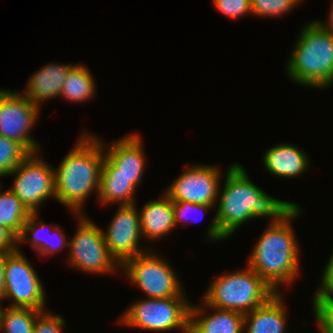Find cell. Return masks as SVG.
Returning a JSON list of instances; mask_svg holds the SVG:
<instances>
[{
	"instance_id": "31",
	"label": "cell",
	"mask_w": 333,
	"mask_h": 333,
	"mask_svg": "<svg viewBox=\"0 0 333 333\" xmlns=\"http://www.w3.org/2000/svg\"><path fill=\"white\" fill-rule=\"evenodd\" d=\"M52 230V232L49 234V238H48V249L42 254V255H50V254H55L57 253V251L62 250L65 246H69V243L66 242L68 240H66V236L65 234H63L61 227L54 226L50 228ZM55 236L58 238H52L51 237ZM53 239V240H52ZM54 241V242H53ZM55 241H58L57 243Z\"/></svg>"
},
{
	"instance_id": "35",
	"label": "cell",
	"mask_w": 333,
	"mask_h": 333,
	"mask_svg": "<svg viewBox=\"0 0 333 333\" xmlns=\"http://www.w3.org/2000/svg\"><path fill=\"white\" fill-rule=\"evenodd\" d=\"M324 29H326L327 31H329L330 33L333 34V2H332V6L330 8V16H329V21L328 23L326 22H321L319 20L318 22Z\"/></svg>"
},
{
	"instance_id": "24",
	"label": "cell",
	"mask_w": 333,
	"mask_h": 333,
	"mask_svg": "<svg viewBox=\"0 0 333 333\" xmlns=\"http://www.w3.org/2000/svg\"><path fill=\"white\" fill-rule=\"evenodd\" d=\"M314 315L323 333H333V287H321L315 292Z\"/></svg>"
},
{
	"instance_id": "30",
	"label": "cell",
	"mask_w": 333,
	"mask_h": 333,
	"mask_svg": "<svg viewBox=\"0 0 333 333\" xmlns=\"http://www.w3.org/2000/svg\"><path fill=\"white\" fill-rule=\"evenodd\" d=\"M211 207L210 205L206 204H195L190 202H173V210H174V222L177 226L179 222H187L189 215L191 212H202L209 210ZM186 218V219H185ZM193 220V219H192Z\"/></svg>"
},
{
	"instance_id": "27",
	"label": "cell",
	"mask_w": 333,
	"mask_h": 333,
	"mask_svg": "<svg viewBox=\"0 0 333 333\" xmlns=\"http://www.w3.org/2000/svg\"><path fill=\"white\" fill-rule=\"evenodd\" d=\"M302 0H250L251 13L261 17H277L291 11Z\"/></svg>"
},
{
	"instance_id": "1",
	"label": "cell",
	"mask_w": 333,
	"mask_h": 333,
	"mask_svg": "<svg viewBox=\"0 0 333 333\" xmlns=\"http://www.w3.org/2000/svg\"><path fill=\"white\" fill-rule=\"evenodd\" d=\"M223 192L216 214L208 229V238L214 241L226 239L244 222L271 217V222L279 221L296 204L271 197L254 185L244 168L239 164L229 166Z\"/></svg>"
},
{
	"instance_id": "9",
	"label": "cell",
	"mask_w": 333,
	"mask_h": 333,
	"mask_svg": "<svg viewBox=\"0 0 333 333\" xmlns=\"http://www.w3.org/2000/svg\"><path fill=\"white\" fill-rule=\"evenodd\" d=\"M38 152L30 153L8 175L15 180L11 190L30 213H38L40 203L51 196L55 198V169L44 162Z\"/></svg>"
},
{
	"instance_id": "19",
	"label": "cell",
	"mask_w": 333,
	"mask_h": 333,
	"mask_svg": "<svg viewBox=\"0 0 333 333\" xmlns=\"http://www.w3.org/2000/svg\"><path fill=\"white\" fill-rule=\"evenodd\" d=\"M305 152L289 144L270 148L263 157V164L268 172L280 177H297L309 167Z\"/></svg>"
},
{
	"instance_id": "26",
	"label": "cell",
	"mask_w": 333,
	"mask_h": 333,
	"mask_svg": "<svg viewBox=\"0 0 333 333\" xmlns=\"http://www.w3.org/2000/svg\"><path fill=\"white\" fill-rule=\"evenodd\" d=\"M37 214L38 213H31V215L25 221L24 226L22 228V232L17 237V245H19V243H22L24 241L31 242L30 244L33 247V249L37 250L40 255L43 254L48 249L49 234H47V236L44 235L45 233L43 232V229H45L46 227L50 228L51 226L44 224L43 221L38 222ZM31 233L33 235H31ZM42 233L44 234L42 235Z\"/></svg>"
},
{
	"instance_id": "3",
	"label": "cell",
	"mask_w": 333,
	"mask_h": 333,
	"mask_svg": "<svg viewBox=\"0 0 333 333\" xmlns=\"http://www.w3.org/2000/svg\"><path fill=\"white\" fill-rule=\"evenodd\" d=\"M104 149L100 138L85 133L55 169V198L74 214L94 189L98 194Z\"/></svg>"
},
{
	"instance_id": "21",
	"label": "cell",
	"mask_w": 333,
	"mask_h": 333,
	"mask_svg": "<svg viewBox=\"0 0 333 333\" xmlns=\"http://www.w3.org/2000/svg\"><path fill=\"white\" fill-rule=\"evenodd\" d=\"M135 189L130 179L124 176H100L98 199L102 205L116 202L121 205L135 204Z\"/></svg>"
},
{
	"instance_id": "20",
	"label": "cell",
	"mask_w": 333,
	"mask_h": 333,
	"mask_svg": "<svg viewBox=\"0 0 333 333\" xmlns=\"http://www.w3.org/2000/svg\"><path fill=\"white\" fill-rule=\"evenodd\" d=\"M95 87L93 75L87 66L75 64L67 73L60 96L72 102H84L93 97Z\"/></svg>"
},
{
	"instance_id": "25",
	"label": "cell",
	"mask_w": 333,
	"mask_h": 333,
	"mask_svg": "<svg viewBox=\"0 0 333 333\" xmlns=\"http://www.w3.org/2000/svg\"><path fill=\"white\" fill-rule=\"evenodd\" d=\"M29 154L21 143L0 135V176L13 172Z\"/></svg>"
},
{
	"instance_id": "13",
	"label": "cell",
	"mask_w": 333,
	"mask_h": 333,
	"mask_svg": "<svg viewBox=\"0 0 333 333\" xmlns=\"http://www.w3.org/2000/svg\"><path fill=\"white\" fill-rule=\"evenodd\" d=\"M137 209L135 204L120 205L107 230L103 232L110 254L120 265L146 252L138 246L142 233Z\"/></svg>"
},
{
	"instance_id": "4",
	"label": "cell",
	"mask_w": 333,
	"mask_h": 333,
	"mask_svg": "<svg viewBox=\"0 0 333 333\" xmlns=\"http://www.w3.org/2000/svg\"><path fill=\"white\" fill-rule=\"evenodd\" d=\"M286 65L291 80L306 87H330L333 83V34L318 21L307 23Z\"/></svg>"
},
{
	"instance_id": "34",
	"label": "cell",
	"mask_w": 333,
	"mask_h": 333,
	"mask_svg": "<svg viewBox=\"0 0 333 333\" xmlns=\"http://www.w3.org/2000/svg\"><path fill=\"white\" fill-rule=\"evenodd\" d=\"M9 253L6 252H0V304L4 292H5V275H4V270H5V264H6V257Z\"/></svg>"
},
{
	"instance_id": "8",
	"label": "cell",
	"mask_w": 333,
	"mask_h": 333,
	"mask_svg": "<svg viewBox=\"0 0 333 333\" xmlns=\"http://www.w3.org/2000/svg\"><path fill=\"white\" fill-rule=\"evenodd\" d=\"M77 216L79 228L69 241L70 265L94 274L113 273L121 265L110 254L102 229L82 214Z\"/></svg>"
},
{
	"instance_id": "5",
	"label": "cell",
	"mask_w": 333,
	"mask_h": 333,
	"mask_svg": "<svg viewBox=\"0 0 333 333\" xmlns=\"http://www.w3.org/2000/svg\"><path fill=\"white\" fill-rule=\"evenodd\" d=\"M277 292L249 266L247 269L223 274L213 280L203 296V308L236 311L247 314L266 303Z\"/></svg>"
},
{
	"instance_id": "18",
	"label": "cell",
	"mask_w": 333,
	"mask_h": 333,
	"mask_svg": "<svg viewBox=\"0 0 333 333\" xmlns=\"http://www.w3.org/2000/svg\"><path fill=\"white\" fill-rule=\"evenodd\" d=\"M139 216L143 238L159 239L176 227L173 201L165 193L161 199L147 202Z\"/></svg>"
},
{
	"instance_id": "28",
	"label": "cell",
	"mask_w": 333,
	"mask_h": 333,
	"mask_svg": "<svg viewBox=\"0 0 333 333\" xmlns=\"http://www.w3.org/2000/svg\"><path fill=\"white\" fill-rule=\"evenodd\" d=\"M64 325L65 320L60 315L44 310L36 317L33 333H61Z\"/></svg>"
},
{
	"instance_id": "6",
	"label": "cell",
	"mask_w": 333,
	"mask_h": 333,
	"mask_svg": "<svg viewBox=\"0 0 333 333\" xmlns=\"http://www.w3.org/2000/svg\"><path fill=\"white\" fill-rule=\"evenodd\" d=\"M190 307L185 297L140 299L127 308L119 323L162 332L180 327L189 333Z\"/></svg>"
},
{
	"instance_id": "15",
	"label": "cell",
	"mask_w": 333,
	"mask_h": 333,
	"mask_svg": "<svg viewBox=\"0 0 333 333\" xmlns=\"http://www.w3.org/2000/svg\"><path fill=\"white\" fill-rule=\"evenodd\" d=\"M207 308L216 312L203 317L204 309L191 305L189 333H243L244 314L212 306Z\"/></svg>"
},
{
	"instance_id": "11",
	"label": "cell",
	"mask_w": 333,
	"mask_h": 333,
	"mask_svg": "<svg viewBox=\"0 0 333 333\" xmlns=\"http://www.w3.org/2000/svg\"><path fill=\"white\" fill-rule=\"evenodd\" d=\"M23 93L4 90L0 95V135L21 143L30 153L39 152L29 132L36 123L40 109Z\"/></svg>"
},
{
	"instance_id": "12",
	"label": "cell",
	"mask_w": 333,
	"mask_h": 333,
	"mask_svg": "<svg viewBox=\"0 0 333 333\" xmlns=\"http://www.w3.org/2000/svg\"><path fill=\"white\" fill-rule=\"evenodd\" d=\"M221 173L216 166H189L171 183L165 194L173 202H190L214 206L220 194Z\"/></svg>"
},
{
	"instance_id": "22",
	"label": "cell",
	"mask_w": 333,
	"mask_h": 333,
	"mask_svg": "<svg viewBox=\"0 0 333 333\" xmlns=\"http://www.w3.org/2000/svg\"><path fill=\"white\" fill-rule=\"evenodd\" d=\"M31 215L21 200L11 191H0V225L16 238L21 234L25 221Z\"/></svg>"
},
{
	"instance_id": "32",
	"label": "cell",
	"mask_w": 333,
	"mask_h": 333,
	"mask_svg": "<svg viewBox=\"0 0 333 333\" xmlns=\"http://www.w3.org/2000/svg\"><path fill=\"white\" fill-rule=\"evenodd\" d=\"M17 247V238L6 227L0 225V252L11 253Z\"/></svg>"
},
{
	"instance_id": "2",
	"label": "cell",
	"mask_w": 333,
	"mask_h": 333,
	"mask_svg": "<svg viewBox=\"0 0 333 333\" xmlns=\"http://www.w3.org/2000/svg\"><path fill=\"white\" fill-rule=\"evenodd\" d=\"M300 213L296 204L279 221L270 222L248 258V266L276 292L279 284L293 283L299 271L300 252L290 219Z\"/></svg>"
},
{
	"instance_id": "23",
	"label": "cell",
	"mask_w": 333,
	"mask_h": 333,
	"mask_svg": "<svg viewBox=\"0 0 333 333\" xmlns=\"http://www.w3.org/2000/svg\"><path fill=\"white\" fill-rule=\"evenodd\" d=\"M41 310L28 307L3 308L0 304V331L4 333H33L37 315Z\"/></svg>"
},
{
	"instance_id": "16",
	"label": "cell",
	"mask_w": 333,
	"mask_h": 333,
	"mask_svg": "<svg viewBox=\"0 0 333 333\" xmlns=\"http://www.w3.org/2000/svg\"><path fill=\"white\" fill-rule=\"evenodd\" d=\"M74 65L50 63L32 74L24 95L32 102L40 107V101L53 99L60 96L63 83L65 82L67 73Z\"/></svg>"
},
{
	"instance_id": "10",
	"label": "cell",
	"mask_w": 333,
	"mask_h": 333,
	"mask_svg": "<svg viewBox=\"0 0 333 333\" xmlns=\"http://www.w3.org/2000/svg\"><path fill=\"white\" fill-rule=\"evenodd\" d=\"M17 249L9 253L5 264V292L2 299L13 300L10 307L45 310V291L30 261Z\"/></svg>"
},
{
	"instance_id": "14",
	"label": "cell",
	"mask_w": 333,
	"mask_h": 333,
	"mask_svg": "<svg viewBox=\"0 0 333 333\" xmlns=\"http://www.w3.org/2000/svg\"><path fill=\"white\" fill-rule=\"evenodd\" d=\"M110 144L105 151L100 176H124L135 187L138 186L146 164L141 137L131 133Z\"/></svg>"
},
{
	"instance_id": "7",
	"label": "cell",
	"mask_w": 333,
	"mask_h": 333,
	"mask_svg": "<svg viewBox=\"0 0 333 333\" xmlns=\"http://www.w3.org/2000/svg\"><path fill=\"white\" fill-rule=\"evenodd\" d=\"M149 251L127 259L122 265L129 279L141 288L148 298L185 297L176 273L171 266Z\"/></svg>"
},
{
	"instance_id": "29",
	"label": "cell",
	"mask_w": 333,
	"mask_h": 333,
	"mask_svg": "<svg viewBox=\"0 0 333 333\" xmlns=\"http://www.w3.org/2000/svg\"><path fill=\"white\" fill-rule=\"evenodd\" d=\"M220 13L234 19L251 13L250 0H213Z\"/></svg>"
},
{
	"instance_id": "17",
	"label": "cell",
	"mask_w": 333,
	"mask_h": 333,
	"mask_svg": "<svg viewBox=\"0 0 333 333\" xmlns=\"http://www.w3.org/2000/svg\"><path fill=\"white\" fill-rule=\"evenodd\" d=\"M281 293L277 292L266 303L244 315L247 333H286L287 316Z\"/></svg>"
},
{
	"instance_id": "33",
	"label": "cell",
	"mask_w": 333,
	"mask_h": 333,
	"mask_svg": "<svg viewBox=\"0 0 333 333\" xmlns=\"http://www.w3.org/2000/svg\"><path fill=\"white\" fill-rule=\"evenodd\" d=\"M321 282L322 288L333 287V252L331 254L330 260L328 261V264L325 267Z\"/></svg>"
}]
</instances>
